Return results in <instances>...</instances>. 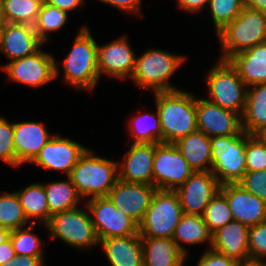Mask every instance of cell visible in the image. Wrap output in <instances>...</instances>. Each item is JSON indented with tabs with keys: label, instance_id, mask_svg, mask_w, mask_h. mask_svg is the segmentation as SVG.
Masks as SVG:
<instances>
[{
	"label": "cell",
	"instance_id": "f907efd6",
	"mask_svg": "<svg viewBox=\"0 0 266 266\" xmlns=\"http://www.w3.org/2000/svg\"><path fill=\"white\" fill-rule=\"evenodd\" d=\"M10 230L0 226V244L7 241L10 237Z\"/></svg>",
	"mask_w": 266,
	"mask_h": 266
},
{
	"label": "cell",
	"instance_id": "8d00e7d4",
	"mask_svg": "<svg viewBox=\"0 0 266 266\" xmlns=\"http://www.w3.org/2000/svg\"><path fill=\"white\" fill-rule=\"evenodd\" d=\"M208 6L218 33L241 13L245 0H209Z\"/></svg>",
	"mask_w": 266,
	"mask_h": 266
},
{
	"label": "cell",
	"instance_id": "cb8c5ba5",
	"mask_svg": "<svg viewBox=\"0 0 266 266\" xmlns=\"http://www.w3.org/2000/svg\"><path fill=\"white\" fill-rule=\"evenodd\" d=\"M228 61L248 87L266 83V42L233 55Z\"/></svg>",
	"mask_w": 266,
	"mask_h": 266
},
{
	"label": "cell",
	"instance_id": "7c38bea8",
	"mask_svg": "<svg viewBox=\"0 0 266 266\" xmlns=\"http://www.w3.org/2000/svg\"><path fill=\"white\" fill-rule=\"evenodd\" d=\"M54 56L39 49L34 54L13 60L1 68L13 82L39 87L59 76Z\"/></svg>",
	"mask_w": 266,
	"mask_h": 266
},
{
	"label": "cell",
	"instance_id": "9c48e42d",
	"mask_svg": "<svg viewBox=\"0 0 266 266\" xmlns=\"http://www.w3.org/2000/svg\"><path fill=\"white\" fill-rule=\"evenodd\" d=\"M89 210L76 207L51 216L46 228L52 239L58 238L79 249L99 245Z\"/></svg>",
	"mask_w": 266,
	"mask_h": 266
},
{
	"label": "cell",
	"instance_id": "7bdbcfd3",
	"mask_svg": "<svg viewBox=\"0 0 266 266\" xmlns=\"http://www.w3.org/2000/svg\"><path fill=\"white\" fill-rule=\"evenodd\" d=\"M43 256L15 255L7 263L0 266H46Z\"/></svg>",
	"mask_w": 266,
	"mask_h": 266
},
{
	"label": "cell",
	"instance_id": "d6a6232c",
	"mask_svg": "<svg viewBox=\"0 0 266 266\" xmlns=\"http://www.w3.org/2000/svg\"><path fill=\"white\" fill-rule=\"evenodd\" d=\"M29 224L16 192L0 195V226L16 230Z\"/></svg>",
	"mask_w": 266,
	"mask_h": 266
},
{
	"label": "cell",
	"instance_id": "b9f144b4",
	"mask_svg": "<svg viewBox=\"0 0 266 266\" xmlns=\"http://www.w3.org/2000/svg\"><path fill=\"white\" fill-rule=\"evenodd\" d=\"M197 263L196 266H235L237 261L210 248Z\"/></svg>",
	"mask_w": 266,
	"mask_h": 266
},
{
	"label": "cell",
	"instance_id": "83f0119b",
	"mask_svg": "<svg viewBox=\"0 0 266 266\" xmlns=\"http://www.w3.org/2000/svg\"><path fill=\"white\" fill-rule=\"evenodd\" d=\"M173 240L177 246L187 255V249L181 243L185 244H202L209 242L212 246V234L201 215L183 213L173 235Z\"/></svg>",
	"mask_w": 266,
	"mask_h": 266
},
{
	"label": "cell",
	"instance_id": "7dc6e473",
	"mask_svg": "<svg viewBox=\"0 0 266 266\" xmlns=\"http://www.w3.org/2000/svg\"><path fill=\"white\" fill-rule=\"evenodd\" d=\"M15 255V250L10 238L4 243L0 244V265L7 263Z\"/></svg>",
	"mask_w": 266,
	"mask_h": 266
},
{
	"label": "cell",
	"instance_id": "8992f818",
	"mask_svg": "<svg viewBox=\"0 0 266 266\" xmlns=\"http://www.w3.org/2000/svg\"><path fill=\"white\" fill-rule=\"evenodd\" d=\"M185 59L184 56L165 50H148L136 57L135 69L131 78L140 88H151L154 93L177 90L168 81Z\"/></svg>",
	"mask_w": 266,
	"mask_h": 266
},
{
	"label": "cell",
	"instance_id": "44dd1931",
	"mask_svg": "<svg viewBox=\"0 0 266 266\" xmlns=\"http://www.w3.org/2000/svg\"><path fill=\"white\" fill-rule=\"evenodd\" d=\"M43 44L33 25L6 23L0 52L4 53L11 62L34 54Z\"/></svg>",
	"mask_w": 266,
	"mask_h": 266
},
{
	"label": "cell",
	"instance_id": "484cf974",
	"mask_svg": "<svg viewBox=\"0 0 266 266\" xmlns=\"http://www.w3.org/2000/svg\"><path fill=\"white\" fill-rule=\"evenodd\" d=\"M174 145L194 172L211 171L212 153L209 136L196 130L182 137Z\"/></svg>",
	"mask_w": 266,
	"mask_h": 266
},
{
	"label": "cell",
	"instance_id": "30bf717a",
	"mask_svg": "<svg viewBox=\"0 0 266 266\" xmlns=\"http://www.w3.org/2000/svg\"><path fill=\"white\" fill-rule=\"evenodd\" d=\"M86 208L91 213V220L99 241L139 234V225L117 209L108 196L88 199Z\"/></svg>",
	"mask_w": 266,
	"mask_h": 266
},
{
	"label": "cell",
	"instance_id": "ac0fdd59",
	"mask_svg": "<svg viewBox=\"0 0 266 266\" xmlns=\"http://www.w3.org/2000/svg\"><path fill=\"white\" fill-rule=\"evenodd\" d=\"M220 191L225 195L235 221L248 227L266 221V202L238 183L222 184Z\"/></svg>",
	"mask_w": 266,
	"mask_h": 266
},
{
	"label": "cell",
	"instance_id": "ffe728a7",
	"mask_svg": "<svg viewBox=\"0 0 266 266\" xmlns=\"http://www.w3.org/2000/svg\"><path fill=\"white\" fill-rule=\"evenodd\" d=\"M14 148L18 166L31 163L42 147L51 139L45 126L40 122L13 123Z\"/></svg>",
	"mask_w": 266,
	"mask_h": 266
},
{
	"label": "cell",
	"instance_id": "8fae6325",
	"mask_svg": "<svg viewBox=\"0 0 266 266\" xmlns=\"http://www.w3.org/2000/svg\"><path fill=\"white\" fill-rule=\"evenodd\" d=\"M193 172L174 144H155L153 186L156 189L176 190Z\"/></svg>",
	"mask_w": 266,
	"mask_h": 266
},
{
	"label": "cell",
	"instance_id": "f546056e",
	"mask_svg": "<svg viewBox=\"0 0 266 266\" xmlns=\"http://www.w3.org/2000/svg\"><path fill=\"white\" fill-rule=\"evenodd\" d=\"M67 178V181H51L43 184L49 207V220L56 213L78 207L79 200H82L69 176Z\"/></svg>",
	"mask_w": 266,
	"mask_h": 266
},
{
	"label": "cell",
	"instance_id": "d590c367",
	"mask_svg": "<svg viewBox=\"0 0 266 266\" xmlns=\"http://www.w3.org/2000/svg\"><path fill=\"white\" fill-rule=\"evenodd\" d=\"M36 224L30 223L29 226L20 227L10 232V240L16 255L27 256H44L43 243L41 239L30 232Z\"/></svg>",
	"mask_w": 266,
	"mask_h": 266
},
{
	"label": "cell",
	"instance_id": "277c9868",
	"mask_svg": "<svg viewBox=\"0 0 266 266\" xmlns=\"http://www.w3.org/2000/svg\"><path fill=\"white\" fill-rule=\"evenodd\" d=\"M222 45L220 60L266 42V13L244 7L241 13L217 33Z\"/></svg>",
	"mask_w": 266,
	"mask_h": 266
},
{
	"label": "cell",
	"instance_id": "5b68a950",
	"mask_svg": "<svg viewBox=\"0 0 266 266\" xmlns=\"http://www.w3.org/2000/svg\"><path fill=\"white\" fill-rule=\"evenodd\" d=\"M182 214L175 190L156 189L139 224V235L141 238H173Z\"/></svg>",
	"mask_w": 266,
	"mask_h": 266
},
{
	"label": "cell",
	"instance_id": "ab89813d",
	"mask_svg": "<svg viewBox=\"0 0 266 266\" xmlns=\"http://www.w3.org/2000/svg\"><path fill=\"white\" fill-rule=\"evenodd\" d=\"M248 245H249V256L251 260H264L265 259L266 257V221L249 227Z\"/></svg>",
	"mask_w": 266,
	"mask_h": 266
},
{
	"label": "cell",
	"instance_id": "db71d44e",
	"mask_svg": "<svg viewBox=\"0 0 266 266\" xmlns=\"http://www.w3.org/2000/svg\"><path fill=\"white\" fill-rule=\"evenodd\" d=\"M4 26H0V49L3 43Z\"/></svg>",
	"mask_w": 266,
	"mask_h": 266
},
{
	"label": "cell",
	"instance_id": "f35d334b",
	"mask_svg": "<svg viewBox=\"0 0 266 266\" xmlns=\"http://www.w3.org/2000/svg\"><path fill=\"white\" fill-rule=\"evenodd\" d=\"M0 159L5 163L18 166V160L14 148V129L13 123L0 116Z\"/></svg>",
	"mask_w": 266,
	"mask_h": 266
},
{
	"label": "cell",
	"instance_id": "f1b7e54d",
	"mask_svg": "<svg viewBox=\"0 0 266 266\" xmlns=\"http://www.w3.org/2000/svg\"><path fill=\"white\" fill-rule=\"evenodd\" d=\"M16 193L29 224H36V220L38 219L39 225L43 223L46 226L49 222V207L43 184L34 183L16 191ZM30 219L34 220L32 221Z\"/></svg>",
	"mask_w": 266,
	"mask_h": 266
},
{
	"label": "cell",
	"instance_id": "1f68e13d",
	"mask_svg": "<svg viewBox=\"0 0 266 266\" xmlns=\"http://www.w3.org/2000/svg\"><path fill=\"white\" fill-rule=\"evenodd\" d=\"M44 0H2L7 23L34 25Z\"/></svg>",
	"mask_w": 266,
	"mask_h": 266
},
{
	"label": "cell",
	"instance_id": "2e32d148",
	"mask_svg": "<svg viewBox=\"0 0 266 266\" xmlns=\"http://www.w3.org/2000/svg\"><path fill=\"white\" fill-rule=\"evenodd\" d=\"M86 150L87 148L81 144L69 138L56 135L42 147L31 163L43 169L64 171L66 176H69L71 170Z\"/></svg>",
	"mask_w": 266,
	"mask_h": 266
},
{
	"label": "cell",
	"instance_id": "4dcf8cb0",
	"mask_svg": "<svg viewBox=\"0 0 266 266\" xmlns=\"http://www.w3.org/2000/svg\"><path fill=\"white\" fill-rule=\"evenodd\" d=\"M129 131L134 137L133 143H162L161 121L159 113H138L131 118Z\"/></svg>",
	"mask_w": 266,
	"mask_h": 266
},
{
	"label": "cell",
	"instance_id": "ee69618b",
	"mask_svg": "<svg viewBox=\"0 0 266 266\" xmlns=\"http://www.w3.org/2000/svg\"><path fill=\"white\" fill-rule=\"evenodd\" d=\"M103 3L109 4L111 6L117 7L123 12L127 13H134V14H139L140 12V5H141V0H99Z\"/></svg>",
	"mask_w": 266,
	"mask_h": 266
},
{
	"label": "cell",
	"instance_id": "f5cc1de1",
	"mask_svg": "<svg viewBox=\"0 0 266 266\" xmlns=\"http://www.w3.org/2000/svg\"><path fill=\"white\" fill-rule=\"evenodd\" d=\"M261 140L266 144V129L262 130L259 134H257Z\"/></svg>",
	"mask_w": 266,
	"mask_h": 266
},
{
	"label": "cell",
	"instance_id": "4fadbf2b",
	"mask_svg": "<svg viewBox=\"0 0 266 266\" xmlns=\"http://www.w3.org/2000/svg\"><path fill=\"white\" fill-rule=\"evenodd\" d=\"M198 130L207 136H229L243 133L240 114L222 108L207 99L196 98Z\"/></svg>",
	"mask_w": 266,
	"mask_h": 266
},
{
	"label": "cell",
	"instance_id": "74e56055",
	"mask_svg": "<svg viewBox=\"0 0 266 266\" xmlns=\"http://www.w3.org/2000/svg\"><path fill=\"white\" fill-rule=\"evenodd\" d=\"M246 172L266 170V144L258 135L246 133Z\"/></svg>",
	"mask_w": 266,
	"mask_h": 266
},
{
	"label": "cell",
	"instance_id": "f6af8a7d",
	"mask_svg": "<svg viewBox=\"0 0 266 266\" xmlns=\"http://www.w3.org/2000/svg\"><path fill=\"white\" fill-rule=\"evenodd\" d=\"M44 1L51 6L66 11L67 13L69 11L76 9L77 7L84 5L85 3V0H44Z\"/></svg>",
	"mask_w": 266,
	"mask_h": 266
},
{
	"label": "cell",
	"instance_id": "7402d4cb",
	"mask_svg": "<svg viewBox=\"0 0 266 266\" xmlns=\"http://www.w3.org/2000/svg\"><path fill=\"white\" fill-rule=\"evenodd\" d=\"M248 234L247 225L233 220L212 235L211 248L237 262L250 260Z\"/></svg>",
	"mask_w": 266,
	"mask_h": 266
},
{
	"label": "cell",
	"instance_id": "681fc988",
	"mask_svg": "<svg viewBox=\"0 0 266 266\" xmlns=\"http://www.w3.org/2000/svg\"><path fill=\"white\" fill-rule=\"evenodd\" d=\"M235 266H266L265 260H247L237 262Z\"/></svg>",
	"mask_w": 266,
	"mask_h": 266
},
{
	"label": "cell",
	"instance_id": "603a6c76",
	"mask_svg": "<svg viewBox=\"0 0 266 266\" xmlns=\"http://www.w3.org/2000/svg\"><path fill=\"white\" fill-rule=\"evenodd\" d=\"M100 245L111 266H144L143 245L139 234L101 239Z\"/></svg>",
	"mask_w": 266,
	"mask_h": 266
},
{
	"label": "cell",
	"instance_id": "bcb514c9",
	"mask_svg": "<svg viewBox=\"0 0 266 266\" xmlns=\"http://www.w3.org/2000/svg\"><path fill=\"white\" fill-rule=\"evenodd\" d=\"M209 0H177L178 6L188 13L199 12L205 5L208 6Z\"/></svg>",
	"mask_w": 266,
	"mask_h": 266
},
{
	"label": "cell",
	"instance_id": "816d5d0a",
	"mask_svg": "<svg viewBox=\"0 0 266 266\" xmlns=\"http://www.w3.org/2000/svg\"><path fill=\"white\" fill-rule=\"evenodd\" d=\"M7 23V19L5 16L4 8L2 1L0 0V26H5Z\"/></svg>",
	"mask_w": 266,
	"mask_h": 266
},
{
	"label": "cell",
	"instance_id": "c3c4849f",
	"mask_svg": "<svg viewBox=\"0 0 266 266\" xmlns=\"http://www.w3.org/2000/svg\"><path fill=\"white\" fill-rule=\"evenodd\" d=\"M245 6L266 13V0H245Z\"/></svg>",
	"mask_w": 266,
	"mask_h": 266
},
{
	"label": "cell",
	"instance_id": "d6986e66",
	"mask_svg": "<svg viewBox=\"0 0 266 266\" xmlns=\"http://www.w3.org/2000/svg\"><path fill=\"white\" fill-rule=\"evenodd\" d=\"M154 143H132L123 163L118 164L119 180L153 185Z\"/></svg>",
	"mask_w": 266,
	"mask_h": 266
},
{
	"label": "cell",
	"instance_id": "d4e9b609",
	"mask_svg": "<svg viewBox=\"0 0 266 266\" xmlns=\"http://www.w3.org/2000/svg\"><path fill=\"white\" fill-rule=\"evenodd\" d=\"M144 266H185L187 255L173 238H141Z\"/></svg>",
	"mask_w": 266,
	"mask_h": 266
},
{
	"label": "cell",
	"instance_id": "e575fe53",
	"mask_svg": "<svg viewBox=\"0 0 266 266\" xmlns=\"http://www.w3.org/2000/svg\"><path fill=\"white\" fill-rule=\"evenodd\" d=\"M202 217L212 235L234 220L228 201L221 191L210 200Z\"/></svg>",
	"mask_w": 266,
	"mask_h": 266
},
{
	"label": "cell",
	"instance_id": "4316f807",
	"mask_svg": "<svg viewBox=\"0 0 266 266\" xmlns=\"http://www.w3.org/2000/svg\"><path fill=\"white\" fill-rule=\"evenodd\" d=\"M241 117L243 132L249 135H257L266 129V83L247 88L246 105Z\"/></svg>",
	"mask_w": 266,
	"mask_h": 266
},
{
	"label": "cell",
	"instance_id": "ba28073f",
	"mask_svg": "<svg viewBox=\"0 0 266 266\" xmlns=\"http://www.w3.org/2000/svg\"><path fill=\"white\" fill-rule=\"evenodd\" d=\"M206 77L210 97L207 100L242 116L248 86L231 63L219 59Z\"/></svg>",
	"mask_w": 266,
	"mask_h": 266
},
{
	"label": "cell",
	"instance_id": "3957f363",
	"mask_svg": "<svg viewBox=\"0 0 266 266\" xmlns=\"http://www.w3.org/2000/svg\"><path fill=\"white\" fill-rule=\"evenodd\" d=\"M98 45L87 27H82L61 64L64 80L74 88L92 91L99 80Z\"/></svg>",
	"mask_w": 266,
	"mask_h": 266
},
{
	"label": "cell",
	"instance_id": "6da1fadb",
	"mask_svg": "<svg viewBox=\"0 0 266 266\" xmlns=\"http://www.w3.org/2000/svg\"><path fill=\"white\" fill-rule=\"evenodd\" d=\"M154 97L161 121L162 143L174 144L198 130L193 94L177 89L155 92Z\"/></svg>",
	"mask_w": 266,
	"mask_h": 266
},
{
	"label": "cell",
	"instance_id": "836d02e7",
	"mask_svg": "<svg viewBox=\"0 0 266 266\" xmlns=\"http://www.w3.org/2000/svg\"><path fill=\"white\" fill-rule=\"evenodd\" d=\"M68 18V13L57 7L43 2L34 29L38 38L45 44L49 40L48 32L59 30L64 26Z\"/></svg>",
	"mask_w": 266,
	"mask_h": 266
},
{
	"label": "cell",
	"instance_id": "5bb4252c",
	"mask_svg": "<svg viewBox=\"0 0 266 266\" xmlns=\"http://www.w3.org/2000/svg\"><path fill=\"white\" fill-rule=\"evenodd\" d=\"M221 184L211 171L193 172L175 191L185 214L201 215Z\"/></svg>",
	"mask_w": 266,
	"mask_h": 266
},
{
	"label": "cell",
	"instance_id": "60d3db41",
	"mask_svg": "<svg viewBox=\"0 0 266 266\" xmlns=\"http://www.w3.org/2000/svg\"><path fill=\"white\" fill-rule=\"evenodd\" d=\"M238 184L266 202V170L246 172Z\"/></svg>",
	"mask_w": 266,
	"mask_h": 266
},
{
	"label": "cell",
	"instance_id": "52a82bcc",
	"mask_svg": "<svg viewBox=\"0 0 266 266\" xmlns=\"http://www.w3.org/2000/svg\"><path fill=\"white\" fill-rule=\"evenodd\" d=\"M211 172L219 183H238L246 173V132L210 138Z\"/></svg>",
	"mask_w": 266,
	"mask_h": 266
},
{
	"label": "cell",
	"instance_id": "7a4b0ae2",
	"mask_svg": "<svg viewBox=\"0 0 266 266\" xmlns=\"http://www.w3.org/2000/svg\"><path fill=\"white\" fill-rule=\"evenodd\" d=\"M118 164L95 156L87 149L71 170L69 178L81 198L106 197L119 180Z\"/></svg>",
	"mask_w": 266,
	"mask_h": 266
},
{
	"label": "cell",
	"instance_id": "9a60e30c",
	"mask_svg": "<svg viewBox=\"0 0 266 266\" xmlns=\"http://www.w3.org/2000/svg\"><path fill=\"white\" fill-rule=\"evenodd\" d=\"M156 188L144 183L118 180L108 198L138 225L142 222Z\"/></svg>",
	"mask_w": 266,
	"mask_h": 266
},
{
	"label": "cell",
	"instance_id": "e0dca14e",
	"mask_svg": "<svg viewBox=\"0 0 266 266\" xmlns=\"http://www.w3.org/2000/svg\"><path fill=\"white\" fill-rule=\"evenodd\" d=\"M98 72L111 77L131 78L135 69L136 55L127 37L111 41L105 45H98Z\"/></svg>",
	"mask_w": 266,
	"mask_h": 266
}]
</instances>
